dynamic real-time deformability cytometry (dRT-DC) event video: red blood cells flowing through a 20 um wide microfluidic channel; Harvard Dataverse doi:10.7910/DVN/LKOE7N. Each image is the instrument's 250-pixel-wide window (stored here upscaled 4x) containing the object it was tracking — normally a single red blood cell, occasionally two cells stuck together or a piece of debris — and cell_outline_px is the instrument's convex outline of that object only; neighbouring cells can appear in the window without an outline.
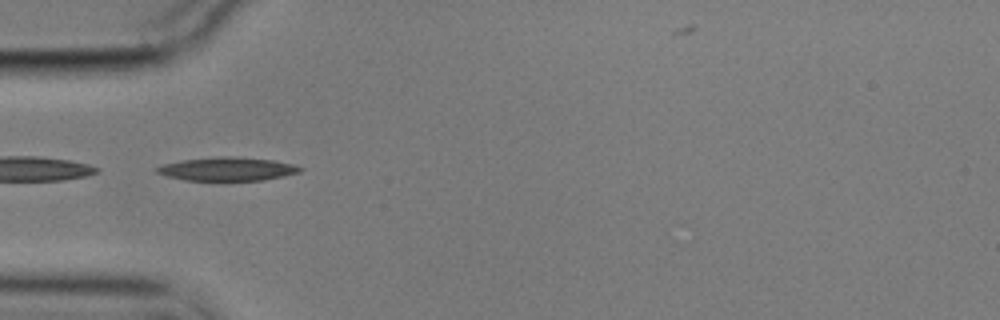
{"species": "common noctule bat (a hibernating species)", "species_latin": "Nyctalus noctula", "temperature_condition": "cold", "stored_images_in_passage": 53, "camera_frame_rate_fps": 3000, "um_per_image_px": 0.085, "animal": {"sex": "male", "body_mass_g": 17.9}, "frame": {"image": 1, "passage_image": 16, "time_ms": 5.0, "image_size_px": [1000, 320], "cell_outline_px": [[304, 168], [300, 172], [264, 180], [184, 180], [168, 176], [156, 172], [156, 168], [164, 164], [184, 160], [220, 156], [236, 156], [272, 160], [292, 164]], "centroid_in_image_um": [19.35, 14.36], "position_along_channel_um": 65.6, "area_um2": 19.36}}
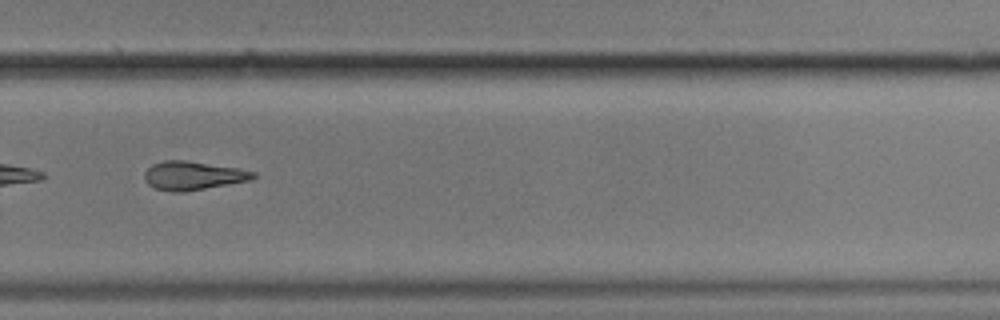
{"frame": {"image": 2, "passage_image": 37, "time_ms": 12.0, "image_size_px": [1000, 320], "cell_outline_px": [[256, 176], [248, 180], [228, 184], [184, 192], [172, 192], [156, 188], [148, 184], [144, 180], [144, 172], [152, 164], [164, 160], [184, 160], [236, 168], [256, 172]], "centroid_in_image_um": [16.35, 14.93], "position_along_channel_um": 313.5, "area_um2": 17.92}}
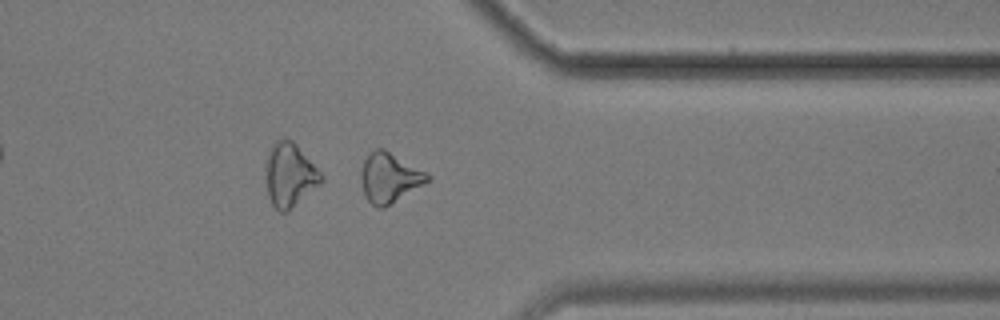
{"frame": {"image": 3, "passage_image": 43, "time_ms": 14.0, "image_size_px": [1000, 320], "cell_outline_px": [[432, 180], [384, 208], [376, 208], [364, 196], [360, 176], [360, 172], [364, 160], [376, 148], [384, 148], [428, 172], [432, 176]], "centroid_in_image_um": [33.14, 15.11], "position_along_channel_um": 378.3, "area_um2": 19.59}, "authors_computed_cell_mechanics": {"area_um2": 19.1896, "velocity_mm_per_s": 3.5476, "shape_relaxation_time_tau1_ms": 8.5925, "shape_relaxation_time_tau2_ms": 4.482, "deformation_change_tau1": 0.1975, "deformation_change_tau2": 0.1372}}